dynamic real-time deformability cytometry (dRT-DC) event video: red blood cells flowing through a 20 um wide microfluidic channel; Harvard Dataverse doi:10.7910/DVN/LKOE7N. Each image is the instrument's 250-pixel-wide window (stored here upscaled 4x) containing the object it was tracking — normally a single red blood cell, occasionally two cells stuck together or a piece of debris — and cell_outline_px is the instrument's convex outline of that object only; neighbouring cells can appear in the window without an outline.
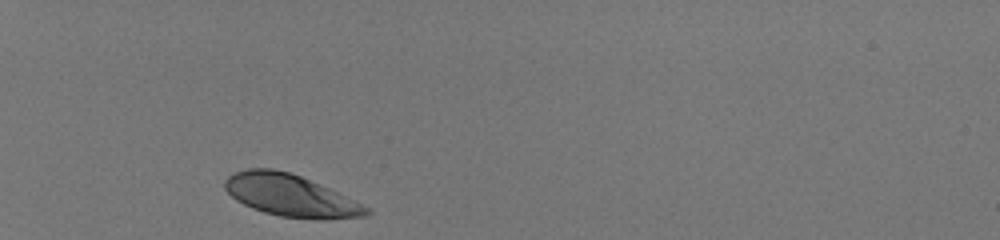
{"species": "human", "species_latin": "Homo sapiens", "temperature_condition": "room temperature", "stored_images_in_passage": 30, "camera_frame_rate_fps": 3000, "um_per_image_px": 0.085, "donor": {"sex": "male"}, "frame": {"image": 1, "passage_image": 1, "time_ms": 0.0, "image_size_px": [1000, 240], "cell_outline_px": [[372, 212], [364, 216], [328, 220], [316, 220], [280, 216], [264, 212], [252, 208], [236, 200], [224, 188], [224, 180], [228, 176], [236, 172], [248, 168], [272, 168], [288, 172], [300, 176], [328, 188], [372, 208]], "centroid_in_image_um": [24.71, 16.63], "position_along_channel_um": 60.3, "area_um2": 34.62}}
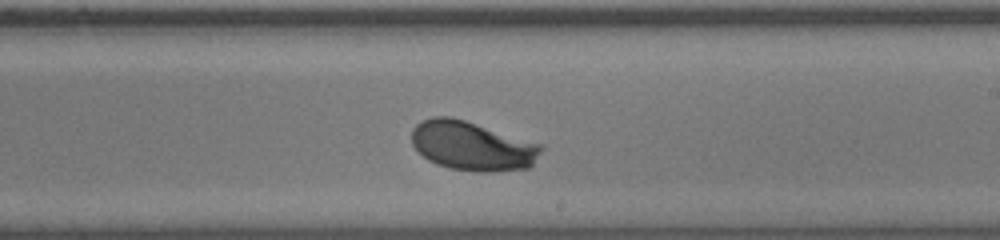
{"frame": {"image": 2, "passage_image": 18, "time_ms": 5.667, "image_size_px": [1000, 240], "cell_outline_px": [[544, 148], [532, 168], [496, 172], [472, 172], [448, 168], [436, 164], [428, 160], [412, 144], [412, 128], [420, 120], [432, 116], [448, 116], [464, 120], [544, 144]], "centroid_in_image_um": [40.19, 12.42], "position_along_channel_um": 248.8, "area_um2": 37.8}}
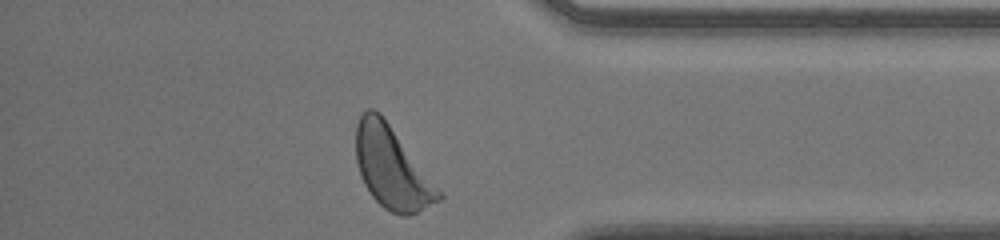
{"frame": {"image": 3, "passage_image": 30, "time_ms": 9.667, "image_size_px": [1000, 240], "cell_outline_px": [[444, 196], [440, 200], [408, 216], [404, 216], [392, 212], [384, 208], [372, 196], [364, 184], [360, 176], [356, 160], [356, 124], [360, 116], [368, 108], [372, 108], [380, 112]], "centroid_in_image_um": [33.27, 14.26], "position_along_channel_um": 401.9, "area_um2": 38.67}, "authors_computed_cell_mechanics": {"area_um2": 36.5874, "velocity_mm_per_s": 3.9862, "shape_relaxation_time_tau1_ms": 1.9544, "shape_relaxation_time_tau2_ms": null, "deformation_change_tau1": 0.1401, "deformation_change_tau2": null}}